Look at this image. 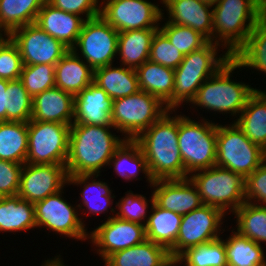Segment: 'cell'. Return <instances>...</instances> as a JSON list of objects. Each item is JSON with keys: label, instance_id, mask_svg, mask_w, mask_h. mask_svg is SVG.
<instances>
[{"label": "cell", "instance_id": "6da1fadb", "mask_svg": "<svg viewBox=\"0 0 266 266\" xmlns=\"http://www.w3.org/2000/svg\"><path fill=\"white\" fill-rule=\"evenodd\" d=\"M212 42L221 43L232 57H263L266 0H221L214 5Z\"/></svg>", "mask_w": 266, "mask_h": 266}, {"label": "cell", "instance_id": "7a4b0ae2", "mask_svg": "<svg viewBox=\"0 0 266 266\" xmlns=\"http://www.w3.org/2000/svg\"><path fill=\"white\" fill-rule=\"evenodd\" d=\"M242 67L255 68L265 73L262 57H232L200 86L190 103L204 107L208 111L239 115L246 106L248 98L256 91V88L250 87L251 85L230 79L232 71Z\"/></svg>", "mask_w": 266, "mask_h": 266}, {"label": "cell", "instance_id": "3957f363", "mask_svg": "<svg viewBox=\"0 0 266 266\" xmlns=\"http://www.w3.org/2000/svg\"><path fill=\"white\" fill-rule=\"evenodd\" d=\"M172 112L175 110H168L135 139L145 156L153 181L189 177L178 145V115L171 117Z\"/></svg>", "mask_w": 266, "mask_h": 266}, {"label": "cell", "instance_id": "277c9868", "mask_svg": "<svg viewBox=\"0 0 266 266\" xmlns=\"http://www.w3.org/2000/svg\"><path fill=\"white\" fill-rule=\"evenodd\" d=\"M115 127L73 123L70 127L69 152L65 164L68 176L99 174L109 164L115 150L125 139L112 134Z\"/></svg>", "mask_w": 266, "mask_h": 266}, {"label": "cell", "instance_id": "5b68a950", "mask_svg": "<svg viewBox=\"0 0 266 266\" xmlns=\"http://www.w3.org/2000/svg\"><path fill=\"white\" fill-rule=\"evenodd\" d=\"M220 46L208 42L201 49L184 55V59L174 70L172 110L183 102L190 103L200 86L232 58L228 52L218 57Z\"/></svg>", "mask_w": 266, "mask_h": 266}, {"label": "cell", "instance_id": "8992f818", "mask_svg": "<svg viewBox=\"0 0 266 266\" xmlns=\"http://www.w3.org/2000/svg\"><path fill=\"white\" fill-rule=\"evenodd\" d=\"M203 120V121H202ZM178 115V141L187 175L216 165L217 123Z\"/></svg>", "mask_w": 266, "mask_h": 266}, {"label": "cell", "instance_id": "52a82bcc", "mask_svg": "<svg viewBox=\"0 0 266 266\" xmlns=\"http://www.w3.org/2000/svg\"><path fill=\"white\" fill-rule=\"evenodd\" d=\"M196 172L189 178L198 189L203 204L226 214L228 209L230 213L234 212L246 202L245 179L240 174L216 165Z\"/></svg>", "mask_w": 266, "mask_h": 266}, {"label": "cell", "instance_id": "ba28073f", "mask_svg": "<svg viewBox=\"0 0 266 266\" xmlns=\"http://www.w3.org/2000/svg\"><path fill=\"white\" fill-rule=\"evenodd\" d=\"M266 160V151L251 142L234 123L217 124L216 166L226 168L246 179Z\"/></svg>", "mask_w": 266, "mask_h": 266}, {"label": "cell", "instance_id": "9c48e42d", "mask_svg": "<svg viewBox=\"0 0 266 266\" xmlns=\"http://www.w3.org/2000/svg\"><path fill=\"white\" fill-rule=\"evenodd\" d=\"M168 109L157 97L139 90L137 93L113 100L112 125L124 133V139L135 140L155 123Z\"/></svg>", "mask_w": 266, "mask_h": 266}, {"label": "cell", "instance_id": "30bf717a", "mask_svg": "<svg viewBox=\"0 0 266 266\" xmlns=\"http://www.w3.org/2000/svg\"><path fill=\"white\" fill-rule=\"evenodd\" d=\"M71 125L30 120L26 163L65 165Z\"/></svg>", "mask_w": 266, "mask_h": 266}, {"label": "cell", "instance_id": "8fae6325", "mask_svg": "<svg viewBox=\"0 0 266 266\" xmlns=\"http://www.w3.org/2000/svg\"><path fill=\"white\" fill-rule=\"evenodd\" d=\"M119 32L100 15L85 20L73 52L81 51L79 57L94 70L111 65L117 54ZM79 48V50H78Z\"/></svg>", "mask_w": 266, "mask_h": 266}, {"label": "cell", "instance_id": "7c38bea8", "mask_svg": "<svg viewBox=\"0 0 266 266\" xmlns=\"http://www.w3.org/2000/svg\"><path fill=\"white\" fill-rule=\"evenodd\" d=\"M225 215L220 209L205 204L183 215L175 245L169 250L170 256L178 258L189 248L222 238L219 234Z\"/></svg>", "mask_w": 266, "mask_h": 266}, {"label": "cell", "instance_id": "4fadbf2b", "mask_svg": "<svg viewBox=\"0 0 266 266\" xmlns=\"http://www.w3.org/2000/svg\"><path fill=\"white\" fill-rule=\"evenodd\" d=\"M100 4V16L118 32L159 28L164 17L159 5L148 0H101Z\"/></svg>", "mask_w": 266, "mask_h": 266}, {"label": "cell", "instance_id": "5bb4252c", "mask_svg": "<svg viewBox=\"0 0 266 266\" xmlns=\"http://www.w3.org/2000/svg\"><path fill=\"white\" fill-rule=\"evenodd\" d=\"M62 191L63 189L34 204L36 228L43 226L60 235L81 241L89 239L84 221L78 217V209L66 202Z\"/></svg>", "mask_w": 266, "mask_h": 266}, {"label": "cell", "instance_id": "9a60e30c", "mask_svg": "<svg viewBox=\"0 0 266 266\" xmlns=\"http://www.w3.org/2000/svg\"><path fill=\"white\" fill-rule=\"evenodd\" d=\"M12 41L19 49L23 65H56L70 50L35 23L13 30Z\"/></svg>", "mask_w": 266, "mask_h": 266}, {"label": "cell", "instance_id": "2e32d148", "mask_svg": "<svg viewBox=\"0 0 266 266\" xmlns=\"http://www.w3.org/2000/svg\"><path fill=\"white\" fill-rule=\"evenodd\" d=\"M67 176L65 165L25 163L17 195L35 204L62 190L67 184Z\"/></svg>", "mask_w": 266, "mask_h": 266}, {"label": "cell", "instance_id": "e0dca14e", "mask_svg": "<svg viewBox=\"0 0 266 266\" xmlns=\"http://www.w3.org/2000/svg\"><path fill=\"white\" fill-rule=\"evenodd\" d=\"M89 238L103 261L112 253L144 242L146 238L145 226L108 216V219L90 232Z\"/></svg>", "mask_w": 266, "mask_h": 266}, {"label": "cell", "instance_id": "ac0fdd59", "mask_svg": "<svg viewBox=\"0 0 266 266\" xmlns=\"http://www.w3.org/2000/svg\"><path fill=\"white\" fill-rule=\"evenodd\" d=\"M155 203L166 210L186 215L203 205L198 189L191 179H161L151 185Z\"/></svg>", "mask_w": 266, "mask_h": 266}, {"label": "cell", "instance_id": "d6986e66", "mask_svg": "<svg viewBox=\"0 0 266 266\" xmlns=\"http://www.w3.org/2000/svg\"><path fill=\"white\" fill-rule=\"evenodd\" d=\"M112 106L113 99L102 88L92 82L74 96L73 123L110 126L112 125Z\"/></svg>", "mask_w": 266, "mask_h": 266}, {"label": "cell", "instance_id": "ffe728a7", "mask_svg": "<svg viewBox=\"0 0 266 266\" xmlns=\"http://www.w3.org/2000/svg\"><path fill=\"white\" fill-rule=\"evenodd\" d=\"M161 3L168 10V22L190 27L212 42L213 6L199 0H161Z\"/></svg>", "mask_w": 266, "mask_h": 266}, {"label": "cell", "instance_id": "44dd1931", "mask_svg": "<svg viewBox=\"0 0 266 266\" xmlns=\"http://www.w3.org/2000/svg\"><path fill=\"white\" fill-rule=\"evenodd\" d=\"M74 96L59 87H52L32 98L31 120L72 125Z\"/></svg>", "mask_w": 266, "mask_h": 266}, {"label": "cell", "instance_id": "7402d4cb", "mask_svg": "<svg viewBox=\"0 0 266 266\" xmlns=\"http://www.w3.org/2000/svg\"><path fill=\"white\" fill-rule=\"evenodd\" d=\"M85 18L53 7L47 1L40 9L35 24L69 49L76 44Z\"/></svg>", "mask_w": 266, "mask_h": 266}, {"label": "cell", "instance_id": "603a6c76", "mask_svg": "<svg viewBox=\"0 0 266 266\" xmlns=\"http://www.w3.org/2000/svg\"><path fill=\"white\" fill-rule=\"evenodd\" d=\"M71 49L55 65V86L73 96L93 82L94 70Z\"/></svg>", "mask_w": 266, "mask_h": 266}, {"label": "cell", "instance_id": "cb8c5ba5", "mask_svg": "<svg viewBox=\"0 0 266 266\" xmlns=\"http://www.w3.org/2000/svg\"><path fill=\"white\" fill-rule=\"evenodd\" d=\"M135 71L140 90L157 97L168 110H172L174 69L147 60Z\"/></svg>", "mask_w": 266, "mask_h": 266}, {"label": "cell", "instance_id": "d4e9b609", "mask_svg": "<svg viewBox=\"0 0 266 266\" xmlns=\"http://www.w3.org/2000/svg\"><path fill=\"white\" fill-rule=\"evenodd\" d=\"M234 123L251 142L266 151V92L256 89Z\"/></svg>", "mask_w": 266, "mask_h": 266}, {"label": "cell", "instance_id": "484cf974", "mask_svg": "<svg viewBox=\"0 0 266 266\" xmlns=\"http://www.w3.org/2000/svg\"><path fill=\"white\" fill-rule=\"evenodd\" d=\"M171 258L169 251L150 240L109 255L104 266H162Z\"/></svg>", "mask_w": 266, "mask_h": 266}, {"label": "cell", "instance_id": "4316f807", "mask_svg": "<svg viewBox=\"0 0 266 266\" xmlns=\"http://www.w3.org/2000/svg\"><path fill=\"white\" fill-rule=\"evenodd\" d=\"M113 64L94 69L93 82L113 100L137 93L139 82L135 69Z\"/></svg>", "mask_w": 266, "mask_h": 266}, {"label": "cell", "instance_id": "83f0119b", "mask_svg": "<svg viewBox=\"0 0 266 266\" xmlns=\"http://www.w3.org/2000/svg\"><path fill=\"white\" fill-rule=\"evenodd\" d=\"M151 210L145 224L146 238L168 251L175 245L182 215L159 207L151 195Z\"/></svg>", "mask_w": 266, "mask_h": 266}, {"label": "cell", "instance_id": "f1b7e54d", "mask_svg": "<svg viewBox=\"0 0 266 266\" xmlns=\"http://www.w3.org/2000/svg\"><path fill=\"white\" fill-rule=\"evenodd\" d=\"M159 28L137 29L119 32L117 55L123 66L138 68L150 56L151 41Z\"/></svg>", "mask_w": 266, "mask_h": 266}, {"label": "cell", "instance_id": "f546056e", "mask_svg": "<svg viewBox=\"0 0 266 266\" xmlns=\"http://www.w3.org/2000/svg\"><path fill=\"white\" fill-rule=\"evenodd\" d=\"M36 227L33 203L20 196H7L0 202V231H27Z\"/></svg>", "mask_w": 266, "mask_h": 266}, {"label": "cell", "instance_id": "4dcf8cb0", "mask_svg": "<svg viewBox=\"0 0 266 266\" xmlns=\"http://www.w3.org/2000/svg\"><path fill=\"white\" fill-rule=\"evenodd\" d=\"M112 163L114 164V171L117 175L125 180H139L140 178L137 176L142 171L146 175L150 185L154 182L148 170L145 156L135 140L125 139L115 150L108 166L111 167Z\"/></svg>", "mask_w": 266, "mask_h": 266}, {"label": "cell", "instance_id": "1f68e13d", "mask_svg": "<svg viewBox=\"0 0 266 266\" xmlns=\"http://www.w3.org/2000/svg\"><path fill=\"white\" fill-rule=\"evenodd\" d=\"M28 151V122H0V159L26 163Z\"/></svg>", "mask_w": 266, "mask_h": 266}, {"label": "cell", "instance_id": "d6a6232c", "mask_svg": "<svg viewBox=\"0 0 266 266\" xmlns=\"http://www.w3.org/2000/svg\"><path fill=\"white\" fill-rule=\"evenodd\" d=\"M98 176L99 174L67 176L68 185H84V189L80 193L83 202L82 206L84 205L91 214H102V212L107 211L108 207L113 203L112 198L115 197L112 196V190L107 183L95 180Z\"/></svg>", "mask_w": 266, "mask_h": 266}, {"label": "cell", "instance_id": "836d02e7", "mask_svg": "<svg viewBox=\"0 0 266 266\" xmlns=\"http://www.w3.org/2000/svg\"><path fill=\"white\" fill-rule=\"evenodd\" d=\"M224 240L228 266H266L261 245L235 231Z\"/></svg>", "mask_w": 266, "mask_h": 266}, {"label": "cell", "instance_id": "e575fe53", "mask_svg": "<svg viewBox=\"0 0 266 266\" xmlns=\"http://www.w3.org/2000/svg\"><path fill=\"white\" fill-rule=\"evenodd\" d=\"M46 0H0V26L13 31L36 22Z\"/></svg>", "mask_w": 266, "mask_h": 266}, {"label": "cell", "instance_id": "d590c367", "mask_svg": "<svg viewBox=\"0 0 266 266\" xmlns=\"http://www.w3.org/2000/svg\"><path fill=\"white\" fill-rule=\"evenodd\" d=\"M233 214L238 234L259 245L266 242V206L244 202Z\"/></svg>", "mask_w": 266, "mask_h": 266}, {"label": "cell", "instance_id": "8d00e7d4", "mask_svg": "<svg viewBox=\"0 0 266 266\" xmlns=\"http://www.w3.org/2000/svg\"><path fill=\"white\" fill-rule=\"evenodd\" d=\"M178 259L185 266H228L225 244L221 238L189 248Z\"/></svg>", "mask_w": 266, "mask_h": 266}, {"label": "cell", "instance_id": "74e56055", "mask_svg": "<svg viewBox=\"0 0 266 266\" xmlns=\"http://www.w3.org/2000/svg\"><path fill=\"white\" fill-rule=\"evenodd\" d=\"M6 121L29 122L32 116V97L20 79L8 81Z\"/></svg>", "mask_w": 266, "mask_h": 266}, {"label": "cell", "instance_id": "f35d334b", "mask_svg": "<svg viewBox=\"0 0 266 266\" xmlns=\"http://www.w3.org/2000/svg\"><path fill=\"white\" fill-rule=\"evenodd\" d=\"M159 30L183 55L199 50L209 42L203 35L192 28L168 21L159 27Z\"/></svg>", "mask_w": 266, "mask_h": 266}, {"label": "cell", "instance_id": "ab89813d", "mask_svg": "<svg viewBox=\"0 0 266 266\" xmlns=\"http://www.w3.org/2000/svg\"><path fill=\"white\" fill-rule=\"evenodd\" d=\"M20 80L33 98L37 94L55 87V65H23Z\"/></svg>", "mask_w": 266, "mask_h": 266}, {"label": "cell", "instance_id": "60d3db41", "mask_svg": "<svg viewBox=\"0 0 266 266\" xmlns=\"http://www.w3.org/2000/svg\"><path fill=\"white\" fill-rule=\"evenodd\" d=\"M183 59L184 55L158 29L151 41L149 60L175 70Z\"/></svg>", "mask_w": 266, "mask_h": 266}, {"label": "cell", "instance_id": "b9f144b4", "mask_svg": "<svg viewBox=\"0 0 266 266\" xmlns=\"http://www.w3.org/2000/svg\"><path fill=\"white\" fill-rule=\"evenodd\" d=\"M125 197H121L118 203H116V209L118 208L119 212L114 216L135 222L141 225L146 224L145 219L147 221V208H148V200L143 195L133 194L132 191H128ZM146 217V218H145Z\"/></svg>", "mask_w": 266, "mask_h": 266}, {"label": "cell", "instance_id": "7bdbcfd3", "mask_svg": "<svg viewBox=\"0 0 266 266\" xmlns=\"http://www.w3.org/2000/svg\"><path fill=\"white\" fill-rule=\"evenodd\" d=\"M23 68L22 58L17 45L11 40L0 52V78L20 79Z\"/></svg>", "mask_w": 266, "mask_h": 266}, {"label": "cell", "instance_id": "ee69618b", "mask_svg": "<svg viewBox=\"0 0 266 266\" xmlns=\"http://www.w3.org/2000/svg\"><path fill=\"white\" fill-rule=\"evenodd\" d=\"M245 201L266 206V160L245 179Z\"/></svg>", "mask_w": 266, "mask_h": 266}, {"label": "cell", "instance_id": "f6af8a7d", "mask_svg": "<svg viewBox=\"0 0 266 266\" xmlns=\"http://www.w3.org/2000/svg\"><path fill=\"white\" fill-rule=\"evenodd\" d=\"M23 164L0 159V193L16 196L20 187V175Z\"/></svg>", "mask_w": 266, "mask_h": 266}, {"label": "cell", "instance_id": "bcb514c9", "mask_svg": "<svg viewBox=\"0 0 266 266\" xmlns=\"http://www.w3.org/2000/svg\"><path fill=\"white\" fill-rule=\"evenodd\" d=\"M53 7L91 19L100 15L99 0H46Z\"/></svg>", "mask_w": 266, "mask_h": 266}, {"label": "cell", "instance_id": "7dc6e473", "mask_svg": "<svg viewBox=\"0 0 266 266\" xmlns=\"http://www.w3.org/2000/svg\"><path fill=\"white\" fill-rule=\"evenodd\" d=\"M7 79L0 78V122L6 121V110H7Z\"/></svg>", "mask_w": 266, "mask_h": 266}, {"label": "cell", "instance_id": "c3c4849f", "mask_svg": "<svg viewBox=\"0 0 266 266\" xmlns=\"http://www.w3.org/2000/svg\"><path fill=\"white\" fill-rule=\"evenodd\" d=\"M4 31V35L3 32ZM5 39H4V37ZM7 37V38H6ZM12 40V31L9 29L0 26V52L6 47V45Z\"/></svg>", "mask_w": 266, "mask_h": 266}, {"label": "cell", "instance_id": "681fc988", "mask_svg": "<svg viewBox=\"0 0 266 266\" xmlns=\"http://www.w3.org/2000/svg\"><path fill=\"white\" fill-rule=\"evenodd\" d=\"M62 261L63 260H61L59 256H57L53 260H45V262L41 266H65Z\"/></svg>", "mask_w": 266, "mask_h": 266}, {"label": "cell", "instance_id": "f907efd6", "mask_svg": "<svg viewBox=\"0 0 266 266\" xmlns=\"http://www.w3.org/2000/svg\"><path fill=\"white\" fill-rule=\"evenodd\" d=\"M177 264H181L178 258L171 257L165 264L162 266H178Z\"/></svg>", "mask_w": 266, "mask_h": 266}, {"label": "cell", "instance_id": "816d5d0a", "mask_svg": "<svg viewBox=\"0 0 266 266\" xmlns=\"http://www.w3.org/2000/svg\"><path fill=\"white\" fill-rule=\"evenodd\" d=\"M199 1H203L206 4L214 6V5L218 4L221 0H199Z\"/></svg>", "mask_w": 266, "mask_h": 266}, {"label": "cell", "instance_id": "f5cc1de1", "mask_svg": "<svg viewBox=\"0 0 266 266\" xmlns=\"http://www.w3.org/2000/svg\"><path fill=\"white\" fill-rule=\"evenodd\" d=\"M5 196H3L1 193H0V202L3 200Z\"/></svg>", "mask_w": 266, "mask_h": 266}]
</instances>
